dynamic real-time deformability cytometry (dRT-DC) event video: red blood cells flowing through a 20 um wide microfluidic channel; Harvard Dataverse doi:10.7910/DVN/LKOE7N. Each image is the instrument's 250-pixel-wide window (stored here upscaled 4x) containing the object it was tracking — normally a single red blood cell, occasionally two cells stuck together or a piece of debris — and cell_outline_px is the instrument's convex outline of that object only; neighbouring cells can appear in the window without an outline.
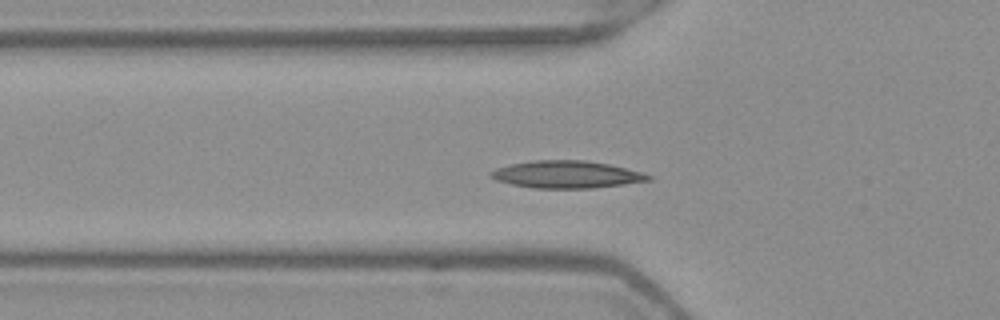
{"species": "Egyptian fruit bat (a non-hibernating species)", "species_latin": "Rousettus aegyptiacus", "temperature_condition": "warm", "stored_images_in_passage": 48, "camera_frame_rate_fps": 3000, "um_per_image_px": 0.085, "frame": {"image": 1, "passage_image": 13, "time_ms": 4.0, "image_size_px": [1000, 320], "cell_outline_px": [[652, 180], [624, 184], [592, 188], [532, 188], [512, 184], [496, 180], [488, 176], [488, 172], [496, 168], [512, 164], [532, 160], [584, 160], [608, 164], [644, 172], [652, 176]], "centroid_in_image_um": [48.15, 14.83], "position_along_channel_um": 77.6, "area_um2": 25.14}}
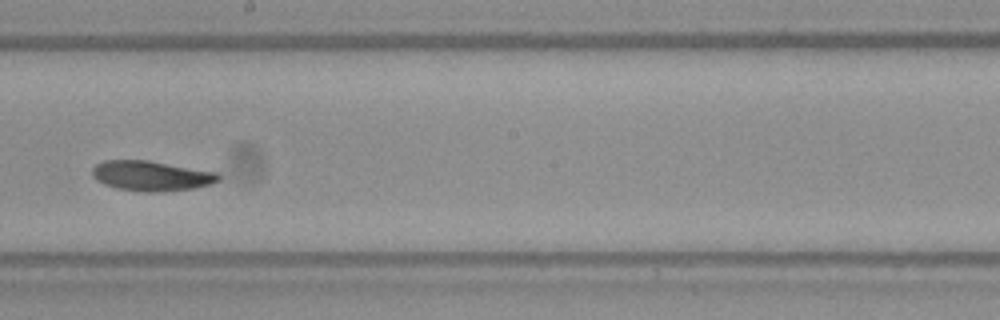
{"frame": {"image": 2, "passage_image": 25, "time_ms": 8.0, "image_size_px": [1000, 320], "cell_outline_px": [[220, 180], [212, 184], [192, 188], [160, 192], [144, 192], [116, 188], [104, 184], [96, 180], [92, 176], [92, 168], [96, 164], [104, 160], [148, 160], [220, 172]], "centroid_in_image_um": [12.88, 14.94], "position_along_channel_um": 235.3, "area_um2": 22.37}}
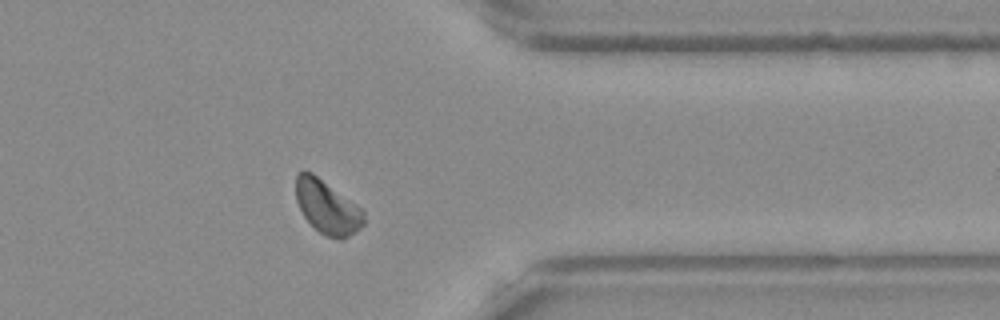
{"frame": {"image": 3, "passage_image": 37, "time_ms": 12.0, "image_size_px": [1000, 320], "cell_outline_px": [[364, 224], [356, 232], [344, 240], [340, 240], [328, 236], [320, 232], [304, 216], [296, 200], [296, 176], [300, 172], [312, 172], [364, 208]], "centroid_in_image_um": [27.87, 17.61], "position_along_channel_um": 383.5, "area_um2": 21.33}, "authors_computed_cell_mechanics": {"area_um2": 21.5594, "velocity_mm_per_s": 3.9331, "shape_relaxation_time_tau1_ms": 7.8257, "shape_relaxation_time_tau2_ms": 8.5214, "deformation_change_tau1": 0.1486, "deformation_change_tau2": 0.0962}}